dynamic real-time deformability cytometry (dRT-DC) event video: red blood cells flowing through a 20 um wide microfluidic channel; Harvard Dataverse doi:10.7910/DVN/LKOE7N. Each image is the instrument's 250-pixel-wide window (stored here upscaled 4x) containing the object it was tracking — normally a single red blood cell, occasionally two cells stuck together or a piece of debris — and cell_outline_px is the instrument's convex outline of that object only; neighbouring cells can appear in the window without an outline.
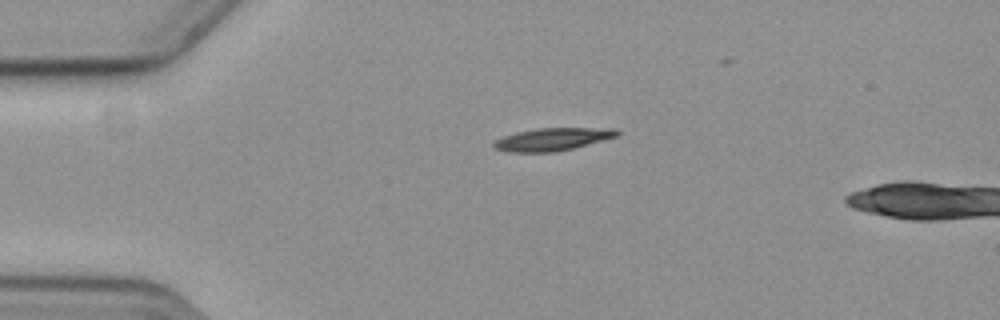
{"species": "common noctule bat (a hibernating species)", "species_latin": "Nyctalus noctula", "temperature_condition": "cold", "stored_images_in_passage": 5, "camera_frame_rate_fps": 3000, "um_per_image_px": 0.085, "animal": {"sex": "female", "body_mass_g": 19.3, "forearm_length_mm": 54.1}, "frame": {"image": 1, "passage_image": 1, "time_ms": 0.0, "image_size_px": [1000, 320], "cell_outline_px": [[620, 132], [616, 136], [572, 148], [556, 152], [508, 152], [492, 148], [492, 144], [496, 140], [504, 136], [516, 132], [540, 128], [616, 128]], "centroid_in_image_um": [46.91, 11.84], "position_along_channel_um": 38.1, "area_um2": 16.13}}